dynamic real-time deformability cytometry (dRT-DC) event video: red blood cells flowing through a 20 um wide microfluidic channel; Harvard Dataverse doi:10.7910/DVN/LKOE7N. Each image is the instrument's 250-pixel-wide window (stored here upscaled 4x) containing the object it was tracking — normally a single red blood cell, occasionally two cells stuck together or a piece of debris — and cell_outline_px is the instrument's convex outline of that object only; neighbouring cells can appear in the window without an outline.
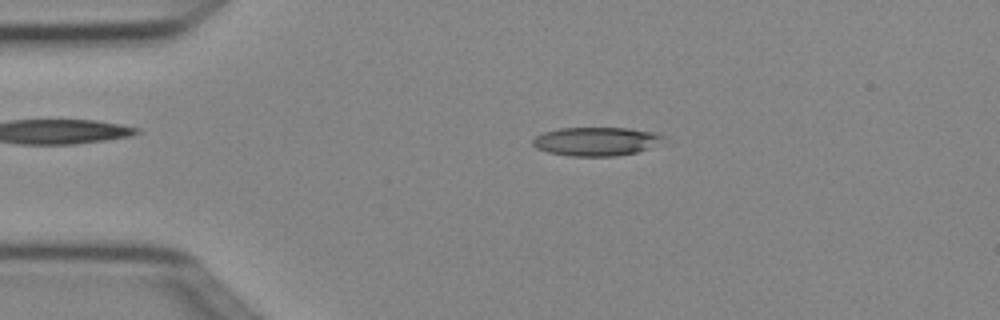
{"species": "Egyptian fruit bat (a non-hibernating species)", "species_latin": "Rousettus aegyptiacus", "temperature_condition": "cold", "stored_images_in_passage": 3, "camera_frame_rate_fps": 3000, "um_per_image_px": 0.085, "animal": {"sex": "female"}, "frame": {"image": 1, "passage_image": 2, "time_ms": 0.333, "image_size_px": [1000, 320], "cell_outline_px": [[668, 136], [648, 148], [636, 152], [616, 156], [568, 156], [548, 152], [536, 148], [532, 144], [532, 140], [536, 136], [544, 132], [560, 128], [628, 128], [656, 132]], "centroid_in_image_um": [50.66, 12.01], "position_along_channel_um": 34.3, "area_um2": 21.79}}